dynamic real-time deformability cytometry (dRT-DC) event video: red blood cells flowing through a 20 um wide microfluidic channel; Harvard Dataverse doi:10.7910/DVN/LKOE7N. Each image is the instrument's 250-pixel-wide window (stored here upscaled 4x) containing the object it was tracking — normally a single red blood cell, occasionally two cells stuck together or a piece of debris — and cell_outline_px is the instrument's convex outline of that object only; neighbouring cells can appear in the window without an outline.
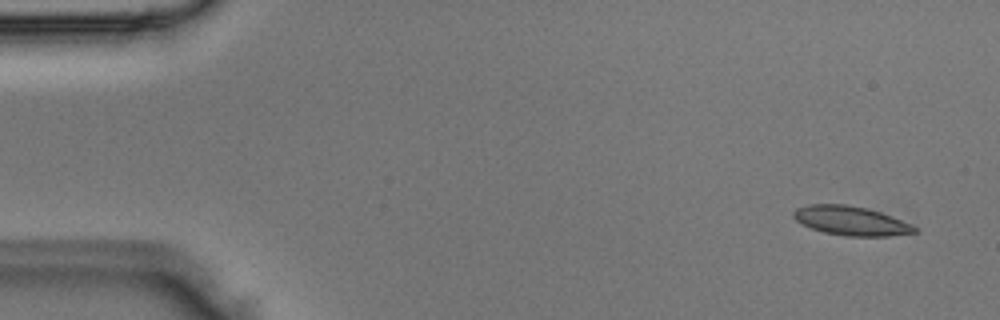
{"species": "Egyptian fruit bat (a non-hibernating species)", "species_latin": "Rousettus aegyptiacus", "temperature_condition": "room temperature", "stored_images_in_passage": 5, "camera_frame_rate_fps": 3000, "um_per_image_px": 0.085, "animal": {"sex": "male"}, "frame": {"image": 1, "passage_image": 1, "time_ms": 0.0, "image_size_px": [1000, 320], "cell_outline_px": [[916, 232], [888, 236], [844, 236], [824, 232], [812, 228], [796, 220], [792, 216], [792, 212], [796, 208], [808, 204], [848, 204], [880, 212], [892, 216], [916, 228]], "centroid_in_image_um": [72.27, 18.76], "position_along_channel_um": 12.7, "area_um2": 20.29}}